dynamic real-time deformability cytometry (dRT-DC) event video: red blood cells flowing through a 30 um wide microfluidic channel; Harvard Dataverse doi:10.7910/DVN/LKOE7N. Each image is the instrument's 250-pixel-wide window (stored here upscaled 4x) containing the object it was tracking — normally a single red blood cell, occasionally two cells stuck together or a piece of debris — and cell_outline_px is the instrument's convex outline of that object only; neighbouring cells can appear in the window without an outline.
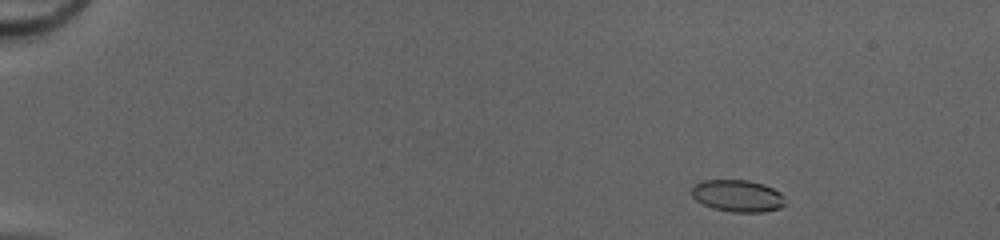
{"species": "common noctule bat (a hibernating species)", "species_latin": "Nyctalus noctula", "temperature_condition": "cold", "stored_images_in_passage": 48, "camera_frame_rate_fps": 3000, "um_per_image_px": 0.085, "animal": {"sex": "female", "body_mass_g": 20.0, "forearm_length_mm": 54.0}, "frame": {"image": 1, "passage_image": 4, "time_ms": 1.0, "image_size_px": [1000, 240], "cell_outline_px": [[788, 204], [780, 208], [764, 212], [732, 212], [712, 208], [696, 200], [692, 196], [692, 184], [700, 180], [748, 180], [764, 184], [780, 192], [784, 196]], "centroid_in_image_um": [62.72, 16.64], "position_along_channel_um": 22.3, "area_um2": 17.74}}
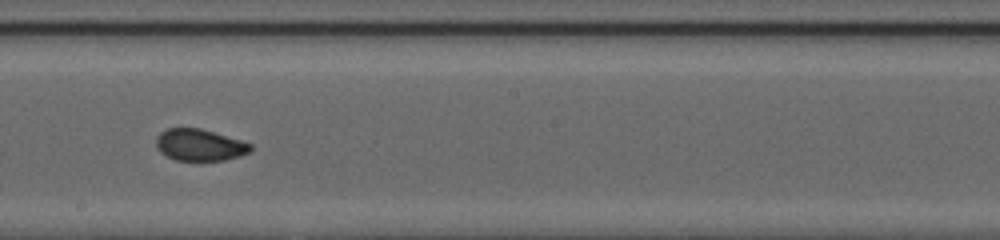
{"frame": {"image": 2, "passage_image": 28, "time_ms": 9.0, "image_size_px": [1000, 240], "cell_outline_px": [[252, 152], [240, 156], [224, 160], [176, 160], [160, 152], [156, 148], [156, 136], [160, 132], [168, 128], [200, 128], [240, 140], [252, 144]], "centroid_in_image_um": [16.97, 12.32], "position_along_channel_um": 231.2, "area_um2": 17.46}}
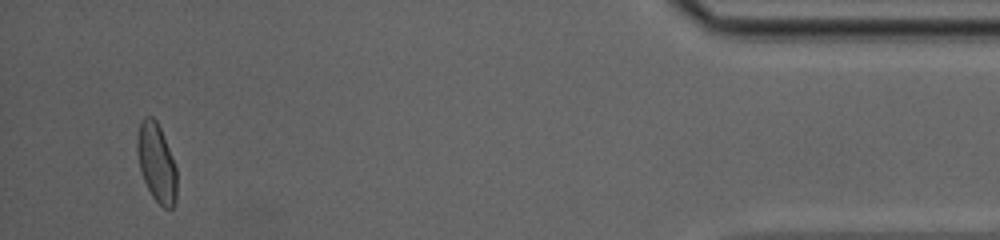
{"frame": {"image": 3, "passage_image": 46, "time_ms": 15.0, "image_size_px": [1000, 240], "cell_outline_px": [[176, 200], [172, 208], [164, 208], [152, 196], [144, 180], [140, 168], [136, 148], [136, 140], [140, 124], [144, 116], [152, 116], [156, 120], [164, 136], [176, 168]], "centroid_in_image_um": [13.3, 13.82], "position_along_channel_um": 421.9, "area_um2": 17.92}}